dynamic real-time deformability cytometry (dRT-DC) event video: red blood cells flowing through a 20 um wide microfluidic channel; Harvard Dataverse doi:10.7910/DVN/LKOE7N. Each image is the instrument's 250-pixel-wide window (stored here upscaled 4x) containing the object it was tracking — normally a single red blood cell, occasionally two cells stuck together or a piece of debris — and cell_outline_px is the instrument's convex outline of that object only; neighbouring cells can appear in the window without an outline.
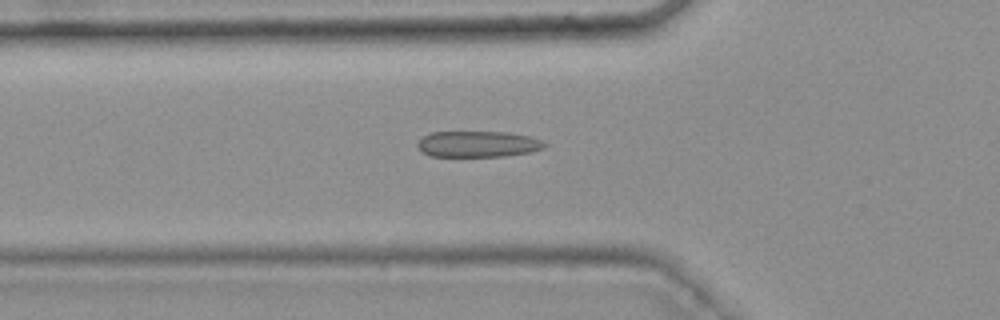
{"species": "common noctule bat (a hibernating species)", "species_latin": "Nyctalus noctula", "temperature_condition": "warm", "stored_images_in_passage": 48, "camera_frame_rate_fps": 3000, "um_per_image_px": 0.085, "animal": {"sex": "female", "body_mass_g": 25.1}, "frame": {"image": 1, "passage_image": 19, "time_ms": 6.0, "image_size_px": [1000, 320], "cell_outline_px": [[548, 144], [544, 148], [532, 152], [504, 156], [432, 156], [424, 152], [416, 144], [424, 136], [432, 132], [508, 132], [528, 136], [544, 140]], "centroid_in_image_um": [40.7, 12.24], "position_along_channel_um": 85.1, "area_um2": 19.25}}
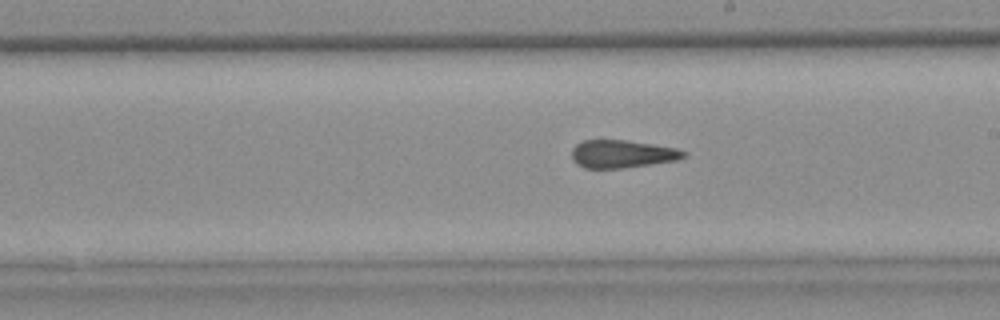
{"frame": {"image": 2, "passage_image": 31, "time_ms": 10.0, "image_size_px": [1000, 320], "cell_outline_px": [[688, 152], [684, 156], [676, 160], [624, 168], [584, 168], [576, 164], [572, 160], [572, 148], [576, 144], [584, 140], [624, 140], [652, 144], [676, 148]], "centroid_in_image_um": [52.84, 13.09], "position_along_channel_um": 236.2, "area_um2": 18.09}}
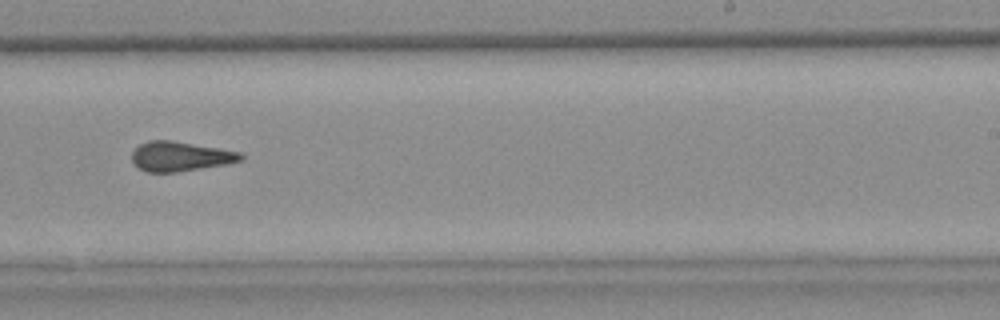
{"frame": {"image": 3, "passage_image": 34, "time_ms": 11.0, "image_size_px": [1000, 320], "cell_outline_px": [[244, 160], [228, 164], [176, 172], [148, 172], [140, 168], [132, 160], [132, 152], [140, 144], [148, 140], [172, 140], [240, 152], [244, 156]], "centroid_in_image_um": [15.35, 13.29], "position_along_channel_um": 273.7, "area_um2": 18.73}, "authors_computed_cell_mechanics": {"area_um2": 19.2474, "velocity_mm_per_s": 3.7573, "shape_relaxation_time_tau1_ms": null, "shape_relaxation_time_tau2_ms": 1.6911, "deformation_change_tau1": null, "deformation_change_tau2": 0.1083}}